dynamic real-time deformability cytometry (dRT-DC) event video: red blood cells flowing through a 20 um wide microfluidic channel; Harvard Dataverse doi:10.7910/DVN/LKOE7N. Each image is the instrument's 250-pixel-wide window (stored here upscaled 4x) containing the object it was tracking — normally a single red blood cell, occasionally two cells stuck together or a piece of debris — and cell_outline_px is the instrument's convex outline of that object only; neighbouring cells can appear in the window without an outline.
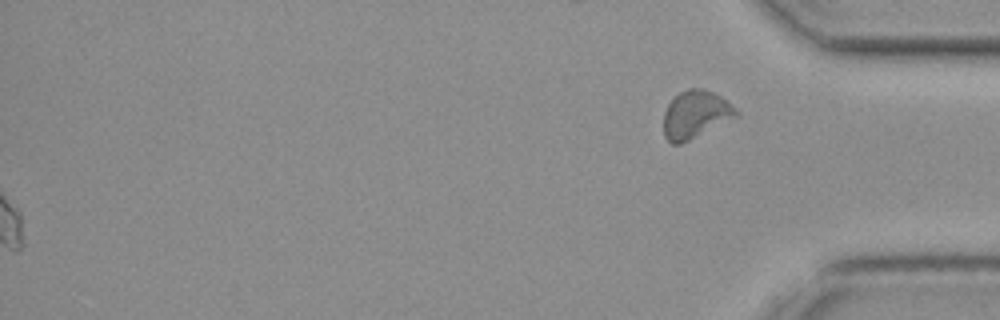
{"species": "common noctule bat (a hibernating species)", "species_latin": "Nyctalus noctula", "temperature_condition": "cold", "stored_images_in_passage": 51, "segment_of_instrument_passage": [2, 2], "camera_frame_rate_fps": 3000, "um_per_image_px": 0.085, "animal": {"sex": "female", "body_mass_g": 19.3, "forearm_length_mm": 54.1}, "frame": {"image": 1, "passage_image": 51, "time_ms": 16.667, "image_size_px": [1000, 320], "cell_outline_px": [[740, 116], [680, 144], [672, 144], [664, 136], [664, 112], [668, 104], [680, 92], [688, 88], [704, 88], [720, 96], [736, 108], [740, 112]], "centroid_in_image_um": [59.14, 9.73], "position_along_channel_um": 376.1, "area_um2": 20.17}}